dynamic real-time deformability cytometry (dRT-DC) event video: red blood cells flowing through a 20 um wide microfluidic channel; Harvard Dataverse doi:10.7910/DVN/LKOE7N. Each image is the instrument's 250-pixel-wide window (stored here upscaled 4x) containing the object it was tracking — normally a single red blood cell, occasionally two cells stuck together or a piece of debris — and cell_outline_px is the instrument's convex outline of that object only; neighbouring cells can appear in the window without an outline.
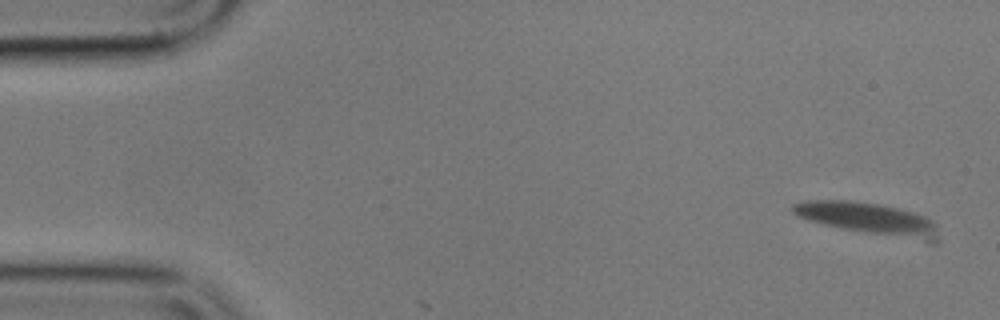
{"species": "common noctule bat (a hibernating species)", "species_latin": "Nyctalus noctula", "temperature_condition": "cold", "stored_images_in_passage": 2, "camera_frame_rate_fps": 3000, "um_per_image_px": 0.085, "animal": {"sex": "male", "body_mass_g": 17.9}, "frame": {"image": 1, "passage_image": 1, "time_ms": 0.0, "image_size_px": [1000, 320], "cell_outline_px": [[940, 244], [932, 244], [844, 228], [824, 224], [808, 220], [796, 216], [788, 208], [792, 204], [808, 200], [852, 200], [880, 204], [912, 212], [924, 216], [932, 220], [936, 224], [940, 240]], "centroid_in_image_um": [73.88, 18.61], "position_along_channel_um": 11.1, "area_um2": 27.51}}